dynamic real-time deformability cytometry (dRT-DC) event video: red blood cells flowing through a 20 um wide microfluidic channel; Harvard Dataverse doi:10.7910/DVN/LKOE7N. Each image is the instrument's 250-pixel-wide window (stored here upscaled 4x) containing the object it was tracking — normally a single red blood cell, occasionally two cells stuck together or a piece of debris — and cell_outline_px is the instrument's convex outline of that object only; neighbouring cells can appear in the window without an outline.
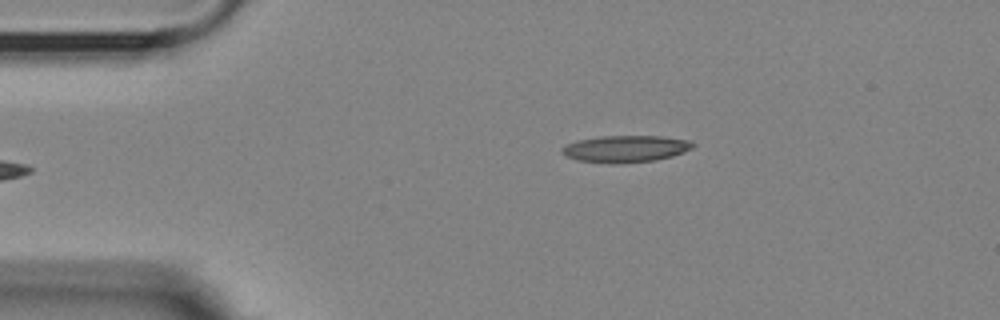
{"species": "Egyptian fruit bat (a non-hibernating species)", "species_latin": "Rousettus aegyptiacus", "temperature_condition": "room temperature", "stored_images_in_passage": 46, "camera_frame_rate_fps": 3000, "um_per_image_px": 0.085, "animal": {"sex": "female"}, "frame": {"image": 1, "passage_image": 1, "time_ms": 0.0, "image_size_px": [1000, 320], "cell_outline_px": [[696, 144], [692, 148], [684, 152], [672, 156], [656, 160], [616, 164], [608, 164], [576, 160], [560, 152], [560, 148], [564, 144], [576, 140], [600, 136], [660, 136], [692, 140]], "centroid_in_image_um": [53.15, 12.65], "position_along_channel_um": 31.8, "area_um2": 20.87}}
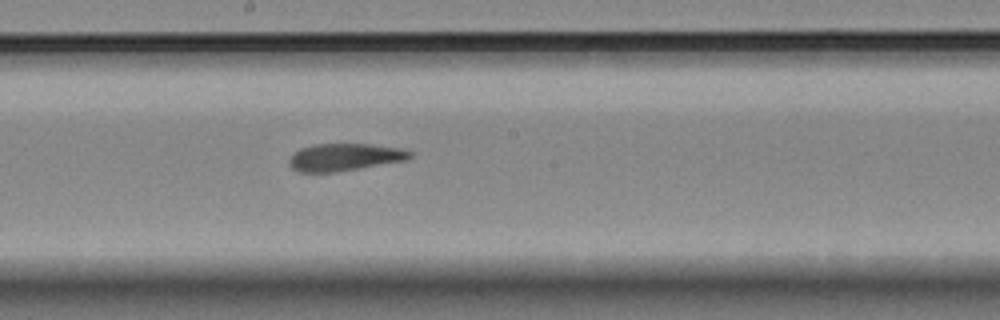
{"frame": {"image": 2, "passage_image": 20, "time_ms": 6.333, "image_size_px": [1000, 320], "cell_outline_px": [[412, 156], [408, 160], [336, 172], [300, 172], [292, 168], [288, 164], [288, 160], [300, 148], [316, 144], [372, 144], [404, 148], [412, 152]], "centroid_in_image_um": [29.34, 13.35], "position_along_channel_um": 218.9, "area_um2": 19.36}}
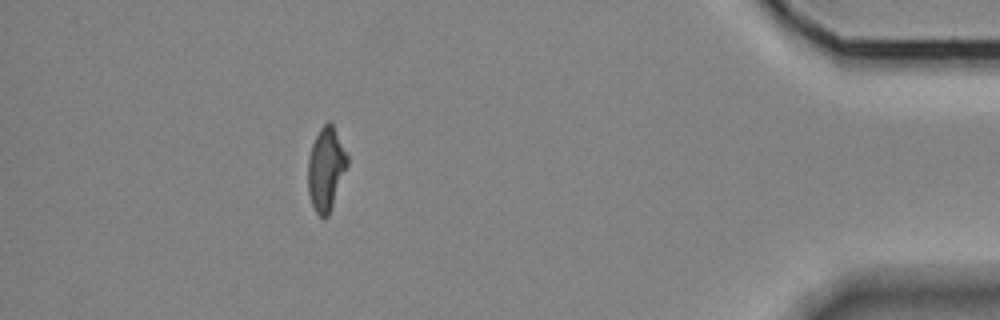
{"frame": {"image": 3, "passage_image": 40, "time_ms": 13.0, "image_size_px": [1000, 320], "cell_outline_px": [[348, 164], [328, 216], [320, 216], [316, 212], [312, 204], [308, 192], [308, 160], [312, 144], [320, 128], [328, 120], [332, 124], [348, 152]], "centroid_in_image_um": [27.72, 14.32], "position_along_channel_um": 407.5, "area_um2": 18.96}, "authors_computed_cell_mechanics": {"area_um2": 20.2589, "velocity_mm_per_s": 3.6038, "shape_relaxation_time_tau1_ms": null, "shape_relaxation_time_tau2_ms": 2.9742, "deformation_change_tau1": null, "deformation_change_tau2": 0.121}}